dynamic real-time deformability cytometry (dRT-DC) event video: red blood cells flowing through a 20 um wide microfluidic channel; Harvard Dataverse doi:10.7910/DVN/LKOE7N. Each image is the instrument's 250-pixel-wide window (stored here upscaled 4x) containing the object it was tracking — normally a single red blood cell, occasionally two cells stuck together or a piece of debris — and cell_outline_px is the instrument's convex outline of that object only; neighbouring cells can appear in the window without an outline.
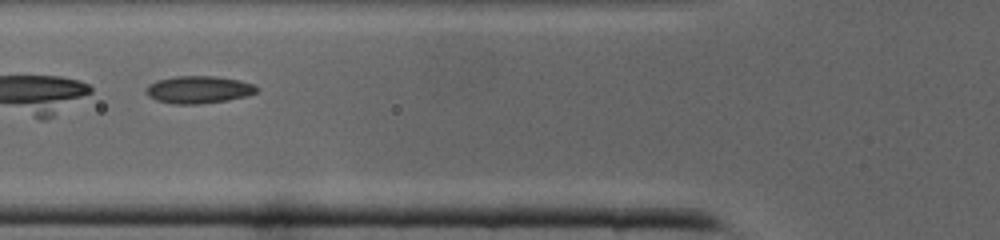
{"species": "common noctule bat (a hibernating species)", "species_latin": "Nyctalus noctula", "temperature_condition": "cold", "stored_images_in_passage": 37, "camera_frame_rate_fps": 3000, "um_per_image_px": 0.085, "animal": {"sex": "male", "body_mass_g": 19.0, "forearm_length_mm": 50.8}, "frame": {"image": 1, "passage_image": 12, "time_ms": 3.667, "image_size_px": [1000, 240], "cell_outline_px": [[260, 88], [256, 92], [248, 96], [228, 100], [200, 104], [172, 104], [156, 100], [148, 96], [148, 84], [156, 80], [176, 76], [216, 76], [240, 80], [252, 84]], "centroid_in_image_um": [16.91, 7.62], "position_along_channel_um": 108.9, "area_um2": 17.74}}
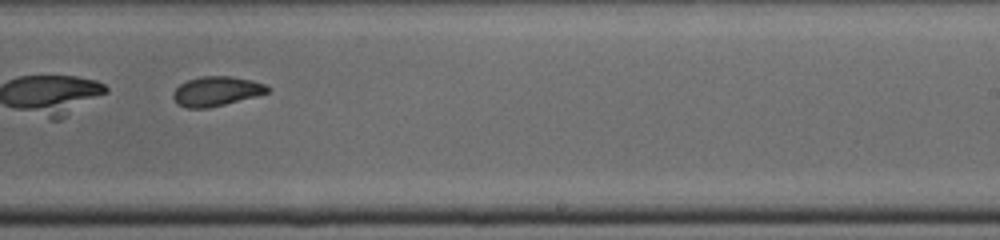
{"frame": {"image": 2, "passage_image": 22, "time_ms": 7.0, "image_size_px": [1000, 240], "cell_outline_px": [[272, 88], [268, 92], [256, 96], [208, 108], [188, 108], [176, 104], [172, 96], [172, 92], [180, 84], [188, 80], [204, 76], [232, 76], [252, 80], [264, 84]], "centroid_in_image_um": [18.38, 7.75], "position_along_channel_um": 270.6, "area_um2": 16.24}}
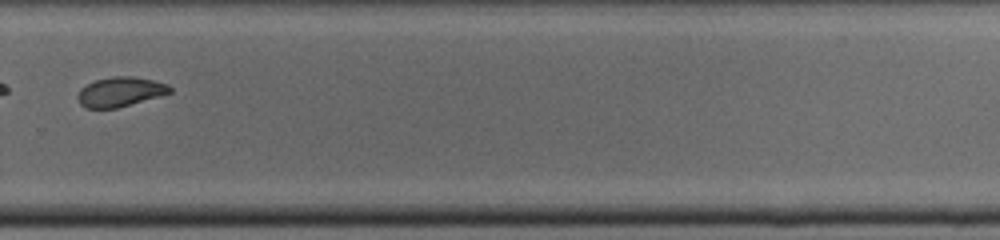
{"frame": {"image": 3, "passage_image": 25, "time_ms": 8.0, "image_size_px": [1000, 240], "cell_outline_px": [[172, 92], [160, 96], [116, 108], [84, 108], [80, 104], [76, 96], [80, 88], [96, 80], [116, 76], [132, 76], [152, 80], [168, 84], [172, 88]], "centroid_in_image_um": [10.21, 7.81], "position_along_channel_um": 319.6, "area_um2": 15.84}}